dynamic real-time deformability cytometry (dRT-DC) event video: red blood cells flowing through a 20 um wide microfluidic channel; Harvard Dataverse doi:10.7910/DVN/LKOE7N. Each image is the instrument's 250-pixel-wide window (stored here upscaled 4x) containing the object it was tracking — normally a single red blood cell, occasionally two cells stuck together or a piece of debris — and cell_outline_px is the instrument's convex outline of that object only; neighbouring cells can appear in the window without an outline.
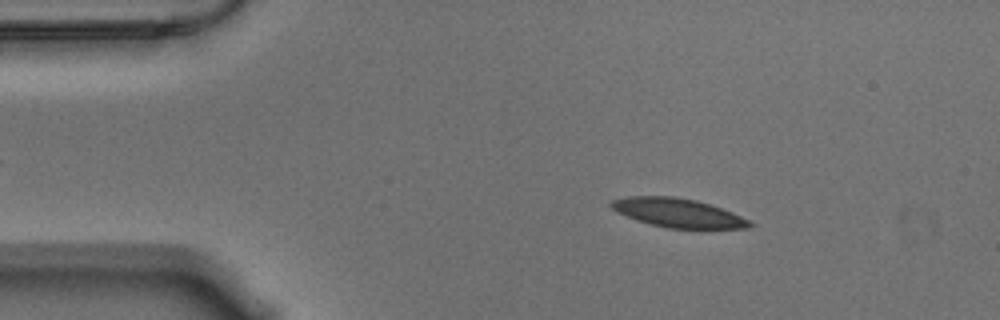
{"species": "Egyptian fruit bat (a non-hibernating species)", "species_latin": "Rousettus aegyptiacus", "temperature_condition": "warm", "stored_images_in_passage": 55, "camera_frame_rate_fps": 3000, "um_per_image_px": 0.085, "animal": {"sex": "male"}, "frame": {"image": 1, "passage_image": 8, "time_ms": 2.333, "image_size_px": [1000, 320], "cell_outline_px": [[756, 224], [752, 228], [668, 228], [636, 220], [616, 212], [608, 204], [612, 200], [628, 196], [672, 196], [696, 200], [732, 212]], "centroid_in_image_um": [57.61, 18.09], "position_along_channel_um": 27.4, "area_um2": 23.18}}
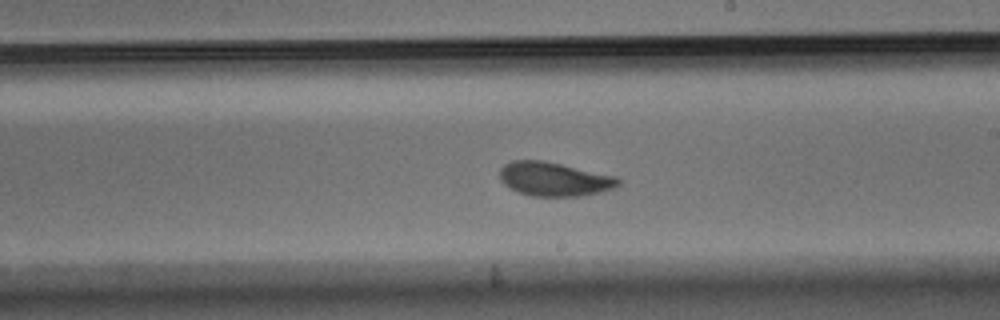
{"frame": {"image": 2, "passage_image": 31, "time_ms": 10.0, "image_size_px": [1000, 320], "cell_outline_px": [[620, 184], [612, 188], [600, 192], [580, 196], [532, 196], [516, 192], [504, 184], [500, 180], [500, 168], [504, 164], [512, 160], [540, 160], [560, 164], [616, 176], [620, 180]], "centroid_in_image_um": [47.07, 15.23], "position_along_channel_um": 241.9, "area_um2": 23.35}}
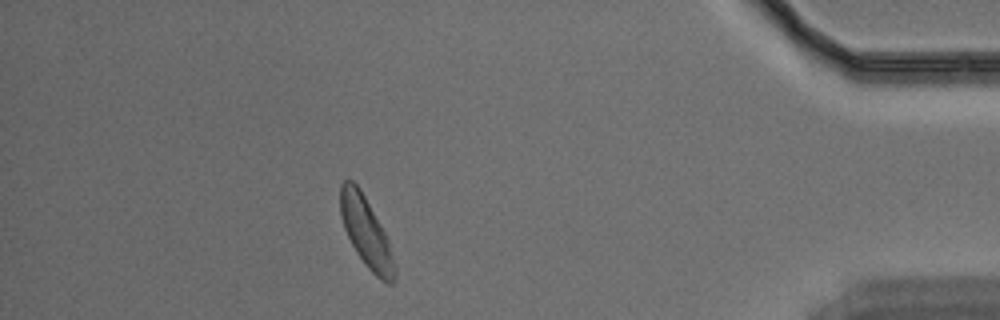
{"frame": {"image": 3, "passage_image": 49, "time_ms": 16.0, "image_size_px": [1000, 320], "cell_outline_px": [[396, 276], [392, 284], [388, 284], [380, 280], [368, 268], [356, 252], [344, 228], [340, 216], [340, 184], [344, 180], [352, 180], [360, 188], [380, 224], [388, 240], [396, 264]], "centroid_in_image_um": [31.13, 19.77], "position_along_channel_um": 404.1, "area_um2": 22.08}, "authors_computed_cell_mechanics": {"area_um2": 23.409, "velocity_mm_per_s": 3.509, "shape_relaxation_time_tau1_ms": 3.1379, "shape_relaxation_time_tau2_ms": 3.1865, "deformation_change_tau1": 0.1231, "deformation_change_tau2": 0.0913}}